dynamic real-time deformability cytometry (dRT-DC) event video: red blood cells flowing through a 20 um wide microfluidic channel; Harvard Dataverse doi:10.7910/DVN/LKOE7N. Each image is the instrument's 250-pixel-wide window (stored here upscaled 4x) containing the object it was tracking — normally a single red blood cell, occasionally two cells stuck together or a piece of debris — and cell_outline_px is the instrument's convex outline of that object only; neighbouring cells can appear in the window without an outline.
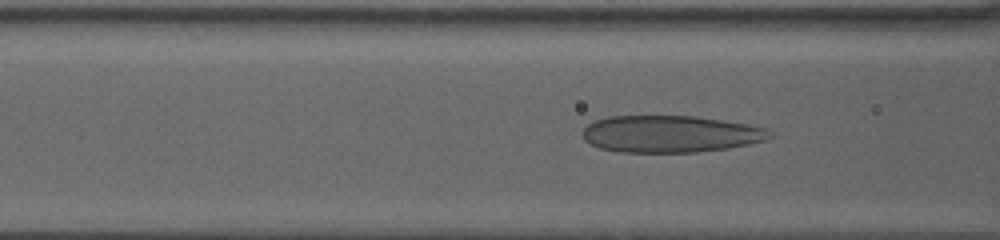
{"species": "human", "species_latin": "Homo sapiens", "temperature_condition": "warm", "stored_images_in_passage": 44, "camera_frame_rate_fps": 3000, "um_per_image_px": 0.085, "donor": {"sex": "female"}, "frame": {"image": 1, "passage_image": 12, "time_ms": 5.667, "image_size_px": [1000, 240], "cell_outline_px": [[772, 136], [768, 140], [728, 148], [696, 152], [620, 152], [600, 148], [584, 140], [580, 132], [592, 120], [608, 116], [692, 116], [748, 124], [768, 128], [772, 132]], "centroid_in_image_um": [56.97, 11.38], "position_along_channel_um": 109.6, "area_um2": 40.52}}
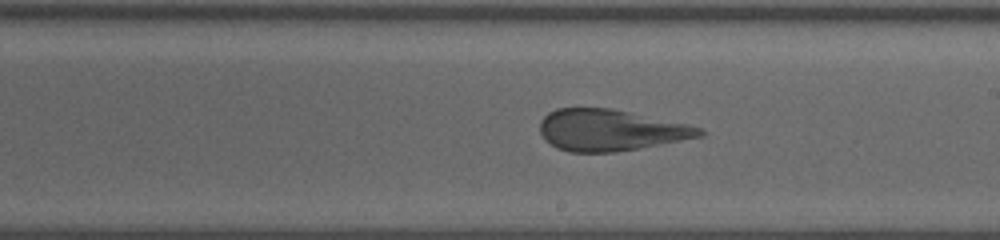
{"frame": {"image": 2, "passage_image": 24, "time_ms": 9.667, "image_size_px": [1000, 240], "cell_outline_px": [[704, 136], [640, 148], [616, 152], [568, 152], [556, 148], [544, 140], [540, 132], [540, 120], [548, 112], [556, 108], [612, 108], [688, 124], [700, 128], [704, 132]], "centroid_in_image_um": [51.85, 11.06], "position_along_channel_um": 237.1, "area_um2": 38.67}}
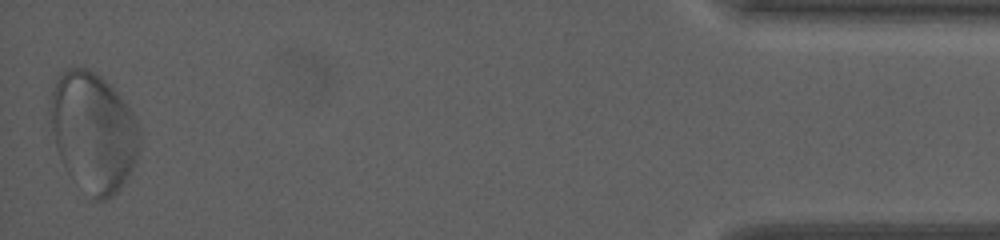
{"frame": {"image": 3, "passage_image": 44, "time_ms": 18.0, "image_size_px": [1000, 240], "cell_outline_px": [[140, 144], [136, 160], [132, 172], [120, 188], [112, 196], [104, 200], [92, 200], [64, 168], [56, 148], [52, 132], [48, 112], [52, 92], [56, 80], [60, 72], [68, 68], [88, 68], [96, 72], [120, 96], [132, 112], [136, 120], [140, 132]], "centroid_in_image_um": [7.92, 11.23], "position_along_channel_um": 427.3, "area_um2": 62.48}}